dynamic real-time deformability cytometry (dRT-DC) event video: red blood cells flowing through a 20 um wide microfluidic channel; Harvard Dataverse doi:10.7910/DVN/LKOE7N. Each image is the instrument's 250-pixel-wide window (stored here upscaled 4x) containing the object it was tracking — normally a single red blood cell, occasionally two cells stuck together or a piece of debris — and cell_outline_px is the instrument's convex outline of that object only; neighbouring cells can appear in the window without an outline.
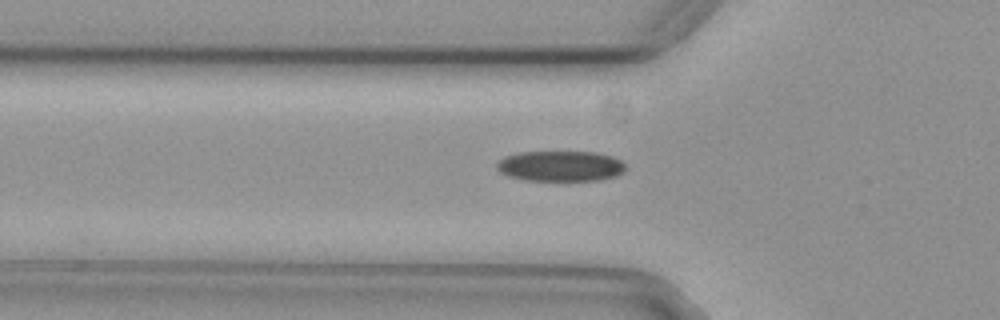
{"species": "common noctule bat (a hibernating species)", "species_latin": "Nyctalus noctula", "temperature_condition": "cold", "stored_images_in_passage": 39, "camera_frame_rate_fps": 3000, "um_per_image_px": 0.085, "animal": {"sex": "female", "body_mass_g": 29.2, "forearm_length_mm": 56.3}, "frame": {"image": 1, "passage_image": 7, "time_ms": 2.0, "image_size_px": [1000, 320], "cell_outline_px": [[624, 172], [616, 176], [600, 180], [524, 180], [508, 176], [500, 172], [496, 168], [496, 164], [504, 156], [520, 152], [596, 152], [612, 156], [620, 160], [624, 164]], "centroid_in_image_um": [47.63, 14.11], "position_along_channel_um": 78.2, "area_um2": 22.89}}
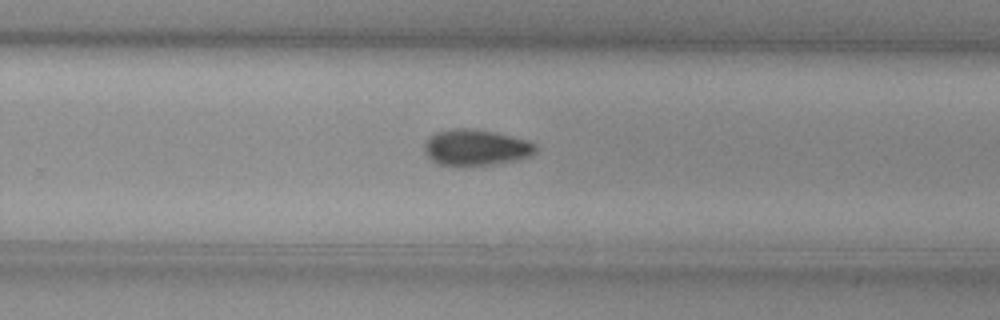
{"frame": {"image": 2, "passage_image": 24, "time_ms": 7.667, "image_size_px": [1000, 320], "cell_outline_px": [[536, 152], [532, 156], [516, 160], [476, 168], [456, 168], [436, 164], [424, 152], [424, 144], [436, 132], [460, 128], [464, 128], [496, 132], [528, 140], [536, 144]], "centroid_in_image_um": [40.46, 12.6], "position_along_channel_um": 289.3, "area_um2": 24.16}}
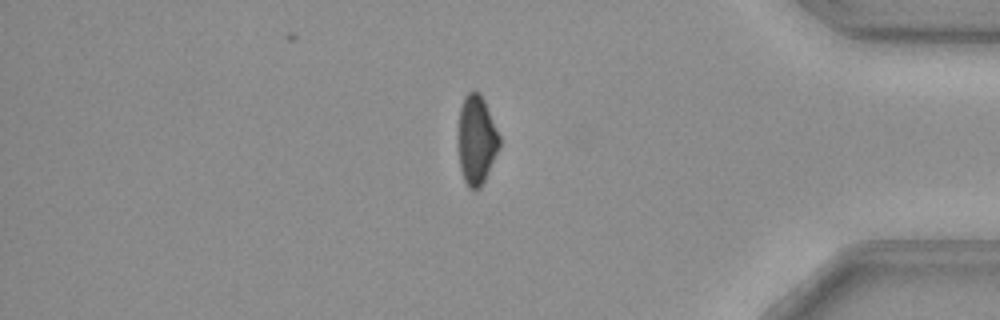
{"frame": {"image": 3, "passage_image": 35, "time_ms": 11.333, "image_size_px": [1000, 320], "cell_outline_px": [[500, 144], [484, 180], [480, 188], [468, 188], [464, 180], [460, 168], [456, 144], [456, 136], [460, 108], [464, 96], [468, 92], [480, 92], [484, 100], [500, 136]], "centroid_in_image_um": [40.45, 11.87], "position_along_channel_um": 394.8, "area_um2": 21.62}}